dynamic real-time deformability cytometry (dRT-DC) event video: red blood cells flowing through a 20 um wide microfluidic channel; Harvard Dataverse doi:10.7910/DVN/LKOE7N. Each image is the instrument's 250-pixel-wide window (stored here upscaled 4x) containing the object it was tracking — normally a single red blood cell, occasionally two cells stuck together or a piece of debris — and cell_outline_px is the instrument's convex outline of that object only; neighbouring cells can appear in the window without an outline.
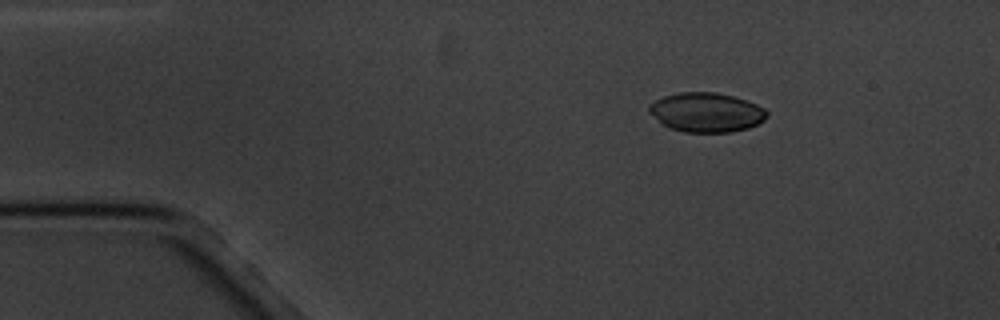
{"species": "common noctule bat (a hibernating species)", "species_latin": "Nyctalus noctula", "temperature_condition": "cold", "stored_images_in_passage": 4, "camera_frame_rate_fps": 3000, "um_per_image_px": 0.085, "animal": {"sex": "male", "body_mass_g": 20.1, "forearm_length_mm": 53.5}, "frame": {"image": 1, "passage_image": 2, "time_ms": 2.333, "image_size_px": [1000, 320], "cell_outline_px": [[768, 116], [764, 120], [748, 128], [732, 132], [684, 132], [668, 128], [648, 112], [648, 104], [664, 96], [680, 92], [716, 92], [732, 96], [756, 104], [764, 108], [768, 112]], "centroid_in_image_um": [60.02, 9.55], "position_along_channel_um": 25.0, "area_um2": 27.05}}